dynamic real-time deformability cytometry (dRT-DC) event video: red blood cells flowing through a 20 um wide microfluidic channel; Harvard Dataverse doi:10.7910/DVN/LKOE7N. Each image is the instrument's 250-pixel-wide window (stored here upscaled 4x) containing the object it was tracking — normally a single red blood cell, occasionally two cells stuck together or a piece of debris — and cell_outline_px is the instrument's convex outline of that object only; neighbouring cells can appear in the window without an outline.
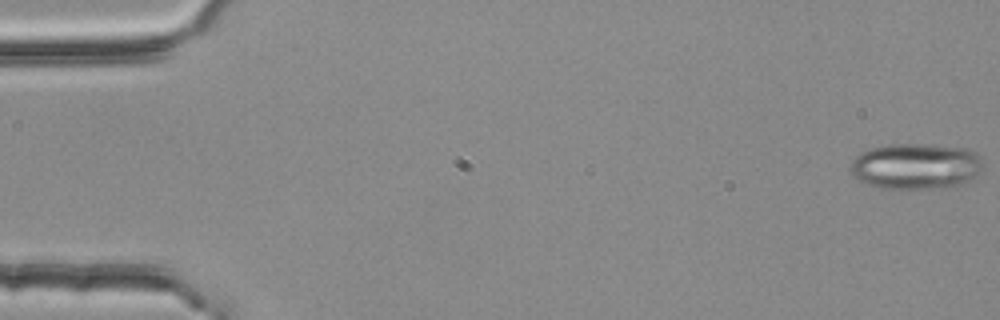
{"species": "common noctule bat (a hibernating species)", "species_latin": "Nyctalus noctula", "temperature_condition": "room temperature", "stored_images_in_passage": 4, "camera_frame_rate_fps": 3000, "um_per_image_px": 0.085, "animal": {"sex": "female", "body_mass_g": 25.1}, "frame": {"image": 1, "passage_image": 1, "time_ms": 0.0, "image_size_px": [1000, 320], "cell_outline_px": [[980, 172], [972, 180], [964, 184], [944, 188], [880, 188], [868, 184], [860, 180], [848, 168], [852, 160], [860, 152], [872, 148], [888, 144], [924, 144], [968, 148], [976, 152], [980, 156]], "centroid_in_image_um": [77.86, 14.12], "position_along_channel_um": 7.1, "area_um2": 35.6}}